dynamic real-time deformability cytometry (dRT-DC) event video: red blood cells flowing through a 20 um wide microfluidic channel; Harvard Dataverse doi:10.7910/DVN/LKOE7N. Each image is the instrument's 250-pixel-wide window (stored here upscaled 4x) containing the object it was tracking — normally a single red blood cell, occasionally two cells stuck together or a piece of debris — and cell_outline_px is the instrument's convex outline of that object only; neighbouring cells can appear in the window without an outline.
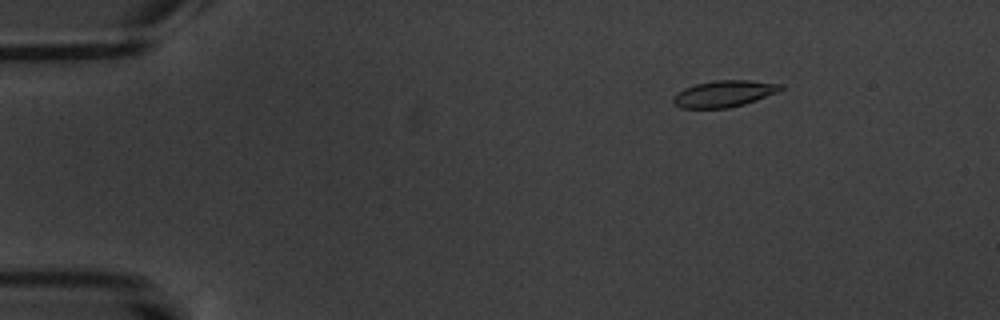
{"species": "common noctule bat (a hibernating species)", "species_latin": "Nyctalus noctula", "temperature_condition": "warm", "stored_images_in_passage": 5, "camera_frame_rate_fps": 3000, "um_per_image_px": 0.085, "animal": {"sex": "male", "body_mass_g": 20.1, "forearm_length_mm": 53.5}, "frame": {"image": 1, "passage_image": 3, "time_ms": 2.333, "image_size_px": [1000, 320], "cell_outline_px": [[784, 88], [776, 92], [756, 100], [744, 104], [728, 108], [680, 108], [672, 100], [672, 96], [676, 92], [684, 88], [696, 84], [716, 80], [748, 80], [784, 84]], "centroid_in_image_um": [61.52, 7.96], "position_along_channel_um": 23.5, "area_um2": 16.59}}
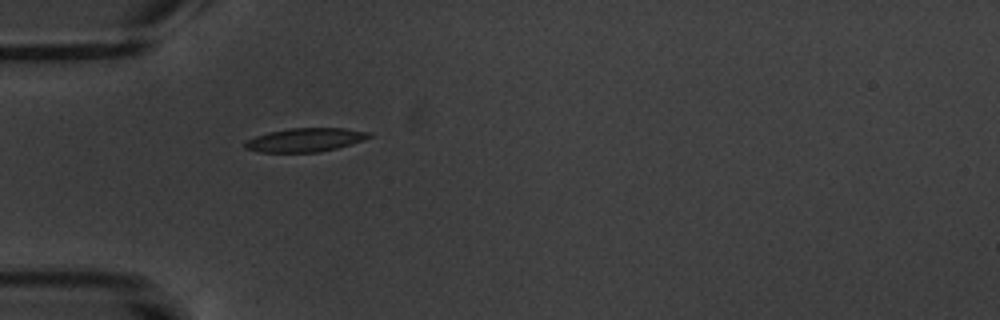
{"frame": {"image": 2, "passage_image": 5, "time_ms": 5.667, "image_size_px": [1000, 320], "cell_outline_px": [[372, 136], [364, 140], [352, 144], [320, 152], [260, 152], [244, 148], [244, 144], [248, 140], [256, 136], [268, 132], [288, 128], [344, 128], [372, 132]], "centroid_in_image_um": [25.98, 11.88], "position_along_channel_um": 59.0, "area_um2": 17.17}}